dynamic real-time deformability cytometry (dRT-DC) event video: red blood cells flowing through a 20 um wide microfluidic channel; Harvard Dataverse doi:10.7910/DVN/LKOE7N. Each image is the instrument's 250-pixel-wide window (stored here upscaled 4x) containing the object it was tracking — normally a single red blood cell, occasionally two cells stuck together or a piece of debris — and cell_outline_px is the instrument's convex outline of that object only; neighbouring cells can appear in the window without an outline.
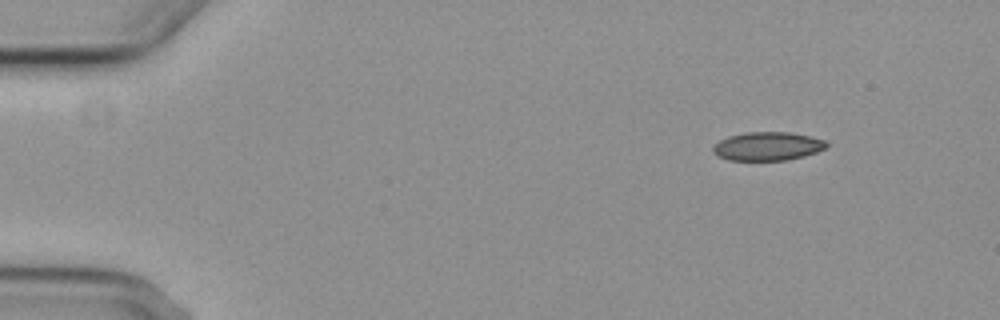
{"species": "common noctule bat (a hibernating species)", "species_latin": "Nyctalus noctula", "temperature_condition": "cold", "stored_images_in_passage": 4, "camera_frame_rate_fps": 3000, "um_per_image_px": 0.085, "animal": {"sex": "female", "body_mass_g": 29.2, "forearm_length_mm": 56.3}, "frame": {"image": 1, "passage_image": 1, "time_ms": 0.0, "image_size_px": [1000, 320], "cell_outline_px": [[828, 144], [824, 148], [816, 152], [804, 156], [788, 160], [728, 160], [712, 152], [712, 148], [720, 140], [728, 136], [748, 132], [788, 132], [808, 136], [824, 140]], "centroid_in_image_um": [65.23, 12.43], "position_along_channel_um": 19.8, "area_um2": 18.67}}
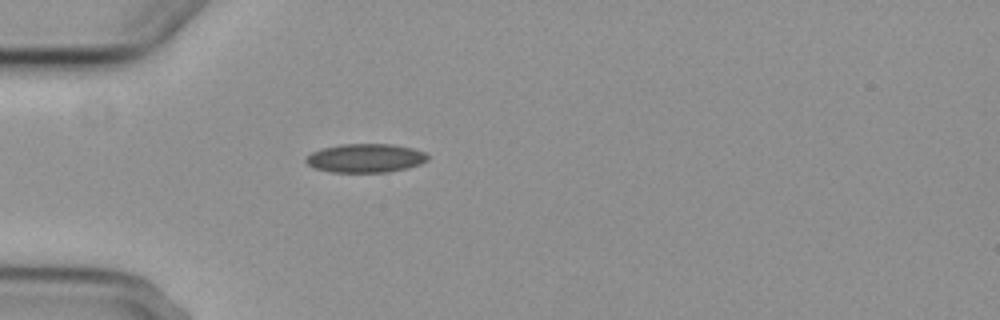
{"frame": {"image": 2, "passage_image": 4, "time_ms": 3.333, "image_size_px": [1000, 320], "cell_outline_px": [[428, 160], [420, 164], [408, 168], [388, 172], [332, 172], [312, 168], [304, 160], [312, 152], [320, 148], [340, 144], [392, 144], [412, 148], [424, 152], [428, 156]], "centroid_in_image_um": [31.05, 13.44], "position_along_channel_um": 54.0, "area_um2": 20.52}}